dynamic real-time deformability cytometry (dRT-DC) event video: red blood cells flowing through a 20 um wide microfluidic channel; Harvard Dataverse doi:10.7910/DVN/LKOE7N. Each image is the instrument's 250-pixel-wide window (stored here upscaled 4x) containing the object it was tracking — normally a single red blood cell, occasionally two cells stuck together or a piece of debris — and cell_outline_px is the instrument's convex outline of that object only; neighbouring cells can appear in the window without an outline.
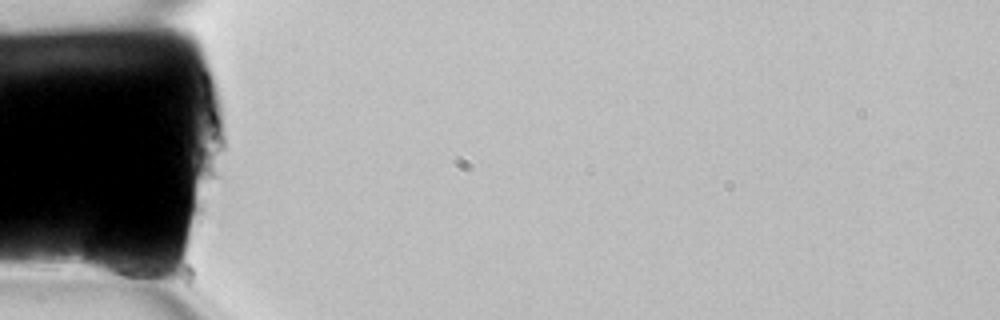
{"species": "common noctule bat (a hibernating species)", "species_latin": "Nyctalus noctula", "temperature_condition": "room temperature", "stored_images_in_passage": 4, "camera_frame_rate_fps": 3000, "um_per_image_px": 0.085, "animal": {"sex": "female", "body_mass_g": 22.7, "forearm_length_mm": 54.2}, "frame": {"image": 1, "passage_image": 1, "time_ms": 0.0, "image_size_px": [1000, 320], "cell_outline_px": [[156, 272], [132, 276], [112, 276], [88, 272], [84, 264], [84, 256], [88, 236], [96, 228], [100, 228], [140, 256]], "centroid_in_image_um": [9.55, 21.84], "position_along_channel_um": 75.4, "area_um2": 15.09}}